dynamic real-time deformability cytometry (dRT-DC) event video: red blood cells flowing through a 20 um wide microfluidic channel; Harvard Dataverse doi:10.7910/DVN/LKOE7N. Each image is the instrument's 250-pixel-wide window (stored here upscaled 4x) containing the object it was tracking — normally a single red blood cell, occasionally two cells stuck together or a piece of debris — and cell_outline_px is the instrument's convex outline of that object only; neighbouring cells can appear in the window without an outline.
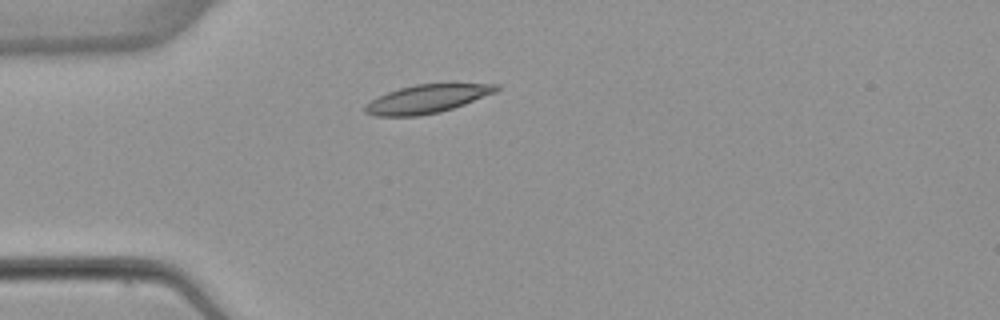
{"species": "common noctule bat (a hibernating species)", "species_latin": "Nyctalus noctula", "temperature_condition": "warm", "stored_images_in_passage": 3, "camera_frame_rate_fps": 3000, "um_per_image_px": 0.085, "animal": {"sex": "female", "body_mass_g": 22.7, "forearm_length_mm": 54.2}, "frame": {"image": 1, "passage_image": 3, "time_ms": 2.333, "image_size_px": [1000, 320], "cell_outline_px": [[500, 88], [496, 92], [464, 104], [440, 112], [416, 116], [376, 116], [364, 112], [364, 104], [388, 92], [400, 88], [416, 84], [452, 80], [500, 84]], "centroid_in_image_um": [36.42, 8.34], "position_along_channel_um": 48.6, "area_um2": 22.66}}